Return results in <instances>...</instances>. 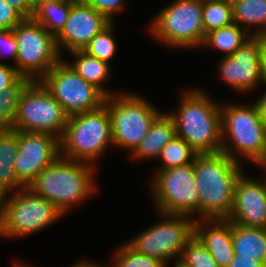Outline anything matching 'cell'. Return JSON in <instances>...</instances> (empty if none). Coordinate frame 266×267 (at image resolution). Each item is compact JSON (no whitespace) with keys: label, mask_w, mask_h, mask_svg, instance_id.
I'll return each instance as SVG.
<instances>
[{"label":"cell","mask_w":266,"mask_h":267,"mask_svg":"<svg viewBox=\"0 0 266 267\" xmlns=\"http://www.w3.org/2000/svg\"><path fill=\"white\" fill-rule=\"evenodd\" d=\"M243 172L240 162L223 152L196 155L194 173L199 193V217L196 220L229 217L236 182Z\"/></svg>","instance_id":"obj_1"},{"label":"cell","mask_w":266,"mask_h":267,"mask_svg":"<svg viewBox=\"0 0 266 267\" xmlns=\"http://www.w3.org/2000/svg\"><path fill=\"white\" fill-rule=\"evenodd\" d=\"M179 97L177 111L168 112L174 122L176 136L198 154L221 152V104L196 88L182 92Z\"/></svg>","instance_id":"obj_2"},{"label":"cell","mask_w":266,"mask_h":267,"mask_svg":"<svg viewBox=\"0 0 266 267\" xmlns=\"http://www.w3.org/2000/svg\"><path fill=\"white\" fill-rule=\"evenodd\" d=\"M95 167L59 156L28 188L66 214L72 206L84 202L97 190Z\"/></svg>","instance_id":"obj_3"},{"label":"cell","mask_w":266,"mask_h":267,"mask_svg":"<svg viewBox=\"0 0 266 267\" xmlns=\"http://www.w3.org/2000/svg\"><path fill=\"white\" fill-rule=\"evenodd\" d=\"M221 114V152L237 162L242 156L258 165L266 152V126L257 104L221 105Z\"/></svg>","instance_id":"obj_4"},{"label":"cell","mask_w":266,"mask_h":267,"mask_svg":"<svg viewBox=\"0 0 266 267\" xmlns=\"http://www.w3.org/2000/svg\"><path fill=\"white\" fill-rule=\"evenodd\" d=\"M109 144L113 146L111 118L103 105L69 117L60 139V156L94 165Z\"/></svg>","instance_id":"obj_5"},{"label":"cell","mask_w":266,"mask_h":267,"mask_svg":"<svg viewBox=\"0 0 266 267\" xmlns=\"http://www.w3.org/2000/svg\"><path fill=\"white\" fill-rule=\"evenodd\" d=\"M8 195L0 198V235L3 237L11 239L33 234L49 227L65 215L29 188Z\"/></svg>","instance_id":"obj_6"},{"label":"cell","mask_w":266,"mask_h":267,"mask_svg":"<svg viewBox=\"0 0 266 267\" xmlns=\"http://www.w3.org/2000/svg\"><path fill=\"white\" fill-rule=\"evenodd\" d=\"M118 93L106 97L104 106L111 118L113 147L129 149L131 154L162 111L139 94Z\"/></svg>","instance_id":"obj_7"},{"label":"cell","mask_w":266,"mask_h":267,"mask_svg":"<svg viewBox=\"0 0 266 267\" xmlns=\"http://www.w3.org/2000/svg\"><path fill=\"white\" fill-rule=\"evenodd\" d=\"M202 11L199 0H176L154 17L149 32L165 46L199 48L205 39Z\"/></svg>","instance_id":"obj_8"},{"label":"cell","mask_w":266,"mask_h":267,"mask_svg":"<svg viewBox=\"0 0 266 267\" xmlns=\"http://www.w3.org/2000/svg\"><path fill=\"white\" fill-rule=\"evenodd\" d=\"M153 174L150 192L157 213L185 215L194 219L199 216L194 161L183 166L156 170Z\"/></svg>","instance_id":"obj_9"},{"label":"cell","mask_w":266,"mask_h":267,"mask_svg":"<svg viewBox=\"0 0 266 267\" xmlns=\"http://www.w3.org/2000/svg\"><path fill=\"white\" fill-rule=\"evenodd\" d=\"M17 41L16 70L32 81H40L61 59L55 36L32 18L14 29Z\"/></svg>","instance_id":"obj_10"},{"label":"cell","mask_w":266,"mask_h":267,"mask_svg":"<svg viewBox=\"0 0 266 267\" xmlns=\"http://www.w3.org/2000/svg\"><path fill=\"white\" fill-rule=\"evenodd\" d=\"M69 116L40 81L23 91L11 129L29 133L63 136Z\"/></svg>","instance_id":"obj_11"},{"label":"cell","mask_w":266,"mask_h":267,"mask_svg":"<svg viewBox=\"0 0 266 267\" xmlns=\"http://www.w3.org/2000/svg\"><path fill=\"white\" fill-rule=\"evenodd\" d=\"M163 221L148 227L127 243L137 252L164 261L177 257L175 265L182 254L183 248L195 236L196 219L185 216L159 212Z\"/></svg>","instance_id":"obj_12"},{"label":"cell","mask_w":266,"mask_h":267,"mask_svg":"<svg viewBox=\"0 0 266 267\" xmlns=\"http://www.w3.org/2000/svg\"><path fill=\"white\" fill-rule=\"evenodd\" d=\"M40 82L69 117L98 110L106 99L98 88L80 77L64 59L52 67Z\"/></svg>","instance_id":"obj_13"},{"label":"cell","mask_w":266,"mask_h":267,"mask_svg":"<svg viewBox=\"0 0 266 267\" xmlns=\"http://www.w3.org/2000/svg\"><path fill=\"white\" fill-rule=\"evenodd\" d=\"M60 156V139L47 133L18 131L14 172L25 187Z\"/></svg>","instance_id":"obj_14"},{"label":"cell","mask_w":266,"mask_h":267,"mask_svg":"<svg viewBox=\"0 0 266 267\" xmlns=\"http://www.w3.org/2000/svg\"><path fill=\"white\" fill-rule=\"evenodd\" d=\"M262 43L252 36L231 56L218 63L222 80L236 91L248 93L263 83Z\"/></svg>","instance_id":"obj_15"},{"label":"cell","mask_w":266,"mask_h":267,"mask_svg":"<svg viewBox=\"0 0 266 267\" xmlns=\"http://www.w3.org/2000/svg\"><path fill=\"white\" fill-rule=\"evenodd\" d=\"M257 180L242 173L236 182L231 223L246 227L266 228V178Z\"/></svg>","instance_id":"obj_16"},{"label":"cell","mask_w":266,"mask_h":267,"mask_svg":"<svg viewBox=\"0 0 266 267\" xmlns=\"http://www.w3.org/2000/svg\"><path fill=\"white\" fill-rule=\"evenodd\" d=\"M110 23L86 2H74L64 27L55 36L60 55L64 48L69 52L82 50Z\"/></svg>","instance_id":"obj_17"},{"label":"cell","mask_w":266,"mask_h":267,"mask_svg":"<svg viewBox=\"0 0 266 267\" xmlns=\"http://www.w3.org/2000/svg\"><path fill=\"white\" fill-rule=\"evenodd\" d=\"M195 236L220 267L229 265L235 255L230 221L226 219L196 220Z\"/></svg>","instance_id":"obj_18"},{"label":"cell","mask_w":266,"mask_h":267,"mask_svg":"<svg viewBox=\"0 0 266 267\" xmlns=\"http://www.w3.org/2000/svg\"><path fill=\"white\" fill-rule=\"evenodd\" d=\"M176 136L175 125L168 113L162 112L137 148L129 155L133 161L158 159L162 148Z\"/></svg>","instance_id":"obj_19"},{"label":"cell","mask_w":266,"mask_h":267,"mask_svg":"<svg viewBox=\"0 0 266 267\" xmlns=\"http://www.w3.org/2000/svg\"><path fill=\"white\" fill-rule=\"evenodd\" d=\"M18 148V131L0 129V198L25 188L14 172V162Z\"/></svg>","instance_id":"obj_20"},{"label":"cell","mask_w":266,"mask_h":267,"mask_svg":"<svg viewBox=\"0 0 266 267\" xmlns=\"http://www.w3.org/2000/svg\"><path fill=\"white\" fill-rule=\"evenodd\" d=\"M232 239L235 255L251 258L266 266V228L232 223Z\"/></svg>","instance_id":"obj_21"},{"label":"cell","mask_w":266,"mask_h":267,"mask_svg":"<svg viewBox=\"0 0 266 267\" xmlns=\"http://www.w3.org/2000/svg\"><path fill=\"white\" fill-rule=\"evenodd\" d=\"M69 53L75 60L71 61L72 63L67 60L65 61L80 77L98 88L106 97L115 94V92H112L103 85L106 80H109V74H111L110 64L88 55L83 50H74Z\"/></svg>","instance_id":"obj_22"},{"label":"cell","mask_w":266,"mask_h":267,"mask_svg":"<svg viewBox=\"0 0 266 267\" xmlns=\"http://www.w3.org/2000/svg\"><path fill=\"white\" fill-rule=\"evenodd\" d=\"M231 5L234 23L251 36H257L266 26V0H233Z\"/></svg>","instance_id":"obj_23"},{"label":"cell","mask_w":266,"mask_h":267,"mask_svg":"<svg viewBox=\"0 0 266 267\" xmlns=\"http://www.w3.org/2000/svg\"><path fill=\"white\" fill-rule=\"evenodd\" d=\"M73 3L71 0L44 2L34 10L31 18L56 36L64 27Z\"/></svg>","instance_id":"obj_24"},{"label":"cell","mask_w":266,"mask_h":267,"mask_svg":"<svg viewBox=\"0 0 266 267\" xmlns=\"http://www.w3.org/2000/svg\"><path fill=\"white\" fill-rule=\"evenodd\" d=\"M252 36L236 23L210 31L206 34L201 47H214L231 56Z\"/></svg>","instance_id":"obj_25"},{"label":"cell","mask_w":266,"mask_h":267,"mask_svg":"<svg viewBox=\"0 0 266 267\" xmlns=\"http://www.w3.org/2000/svg\"><path fill=\"white\" fill-rule=\"evenodd\" d=\"M31 82V79L21 77L13 86L0 92V129H11L21 95Z\"/></svg>","instance_id":"obj_26"},{"label":"cell","mask_w":266,"mask_h":267,"mask_svg":"<svg viewBox=\"0 0 266 267\" xmlns=\"http://www.w3.org/2000/svg\"><path fill=\"white\" fill-rule=\"evenodd\" d=\"M198 153L183 139L174 136L161 150L158 158L161 165L156 170H166L192 163Z\"/></svg>","instance_id":"obj_27"},{"label":"cell","mask_w":266,"mask_h":267,"mask_svg":"<svg viewBox=\"0 0 266 267\" xmlns=\"http://www.w3.org/2000/svg\"><path fill=\"white\" fill-rule=\"evenodd\" d=\"M114 26V22L110 23L96 34L82 50L88 55L110 64L109 62L117 52V43L113 35Z\"/></svg>","instance_id":"obj_28"},{"label":"cell","mask_w":266,"mask_h":267,"mask_svg":"<svg viewBox=\"0 0 266 267\" xmlns=\"http://www.w3.org/2000/svg\"><path fill=\"white\" fill-rule=\"evenodd\" d=\"M202 20L205 36L210 31L233 24L231 3L203 2Z\"/></svg>","instance_id":"obj_29"},{"label":"cell","mask_w":266,"mask_h":267,"mask_svg":"<svg viewBox=\"0 0 266 267\" xmlns=\"http://www.w3.org/2000/svg\"><path fill=\"white\" fill-rule=\"evenodd\" d=\"M176 267H220L201 241L194 236L183 248Z\"/></svg>","instance_id":"obj_30"},{"label":"cell","mask_w":266,"mask_h":267,"mask_svg":"<svg viewBox=\"0 0 266 267\" xmlns=\"http://www.w3.org/2000/svg\"><path fill=\"white\" fill-rule=\"evenodd\" d=\"M114 264L109 267H167L168 265L157 258L144 255L133 249L127 242L114 252Z\"/></svg>","instance_id":"obj_31"},{"label":"cell","mask_w":266,"mask_h":267,"mask_svg":"<svg viewBox=\"0 0 266 267\" xmlns=\"http://www.w3.org/2000/svg\"><path fill=\"white\" fill-rule=\"evenodd\" d=\"M125 0H86L85 2L101 13L109 22L113 23V16L124 10Z\"/></svg>","instance_id":"obj_32"},{"label":"cell","mask_w":266,"mask_h":267,"mask_svg":"<svg viewBox=\"0 0 266 267\" xmlns=\"http://www.w3.org/2000/svg\"><path fill=\"white\" fill-rule=\"evenodd\" d=\"M25 17L5 0H0V29H14Z\"/></svg>","instance_id":"obj_33"},{"label":"cell","mask_w":266,"mask_h":267,"mask_svg":"<svg viewBox=\"0 0 266 267\" xmlns=\"http://www.w3.org/2000/svg\"><path fill=\"white\" fill-rule=\"evenodd\" d=\"M17 41L12 29H0V57H11L16 68Z\"/></svg>","instance_id":"obj_34"},{"label":"cell","mask_w":266,"mask_h":267,"mask_svg":"<svg viewBox=\"0 0 266 267\" xmlns=\"http://www.w3.org/2000/svg\"><path fill=\"white\" fill-rule=\"evenodd\" d=\"M12 65L0 62V92L13 86L22 77Z\"/></svg>","instance_id":"obj_35"},{"label":"cell","mask_w":266,"mask_h":267,"mask_svg":"<svg viewBox=\"0 0 266 267\" xmlns=\"http://www.w3.org/2000/svg\"><path fill=\"white\" fill-rule=\"evenodd\" d=\"M227 267H266L263 263L257 262L251 258L234 255L232 261Z\"/></svg>","instance_id":"obj_36"},{"label":"cell","mask_w":266,"mask_h":267,"mask_svg":"<svg viewBox=\"0 0 266 267\" xmlns=\"http://www.w3.org/2000/svg\"><path fill=\"white\" fill-rule=\"evenodd\" d=\"M15 9H17L25 18H31L33 15V10L29 0H5Z\"/></svg>","instance_id":"obj_37"},{"label":"cell","mask_w":266,"mask_h":267,"mask_svg":"<svg viewBox=\"0 0 266 267\" xmlns=\"http://www.w3.org/2000/svg\"><path fill=\"white\" fill-rule=\"evenodd\" d=\"M259 108L260 116L266 126V92L255 102Z\"/></svg>","instance_id":"obj_38"},{"label":"cell","mask_w":266,"mask_h":267,"mask_svg":"<svg viewBox=\"0 0 266 267\" xmlns=\"http://www.w3.org/2000/svg\"><path fill=\"white\" fill-rule=\"evenodd\" d=\"M103 265H101V264H97L96 262L94 263L93 261H88V260H79L78 262L76 261L75 263H74V265L73 266H71V267H102ZM103 267H105V266H103Z\"/></svg>","instance_id":"obj_39"},{"label":"cell","mask_w":266,"mask_h":267,"mask_svg":"<svg viewBox=\"0 0 266 267\" xmlns=\"http://www.w3.org/2000/svg\"><path fill=\"white\" fill-rule=\"evenodd\" d=\"M262 68H263V83L266 85V43H262Z\"/></svg>","instance_id":"obj_40"},{"label":"cell","mask_w":266,"mask_h":267,"mask_svg":"<svg viewBox=\"0 0 266 267\" xmlns=\"http://www.w3.org/2000/svg\"><path fill=\"white\" fill-rule=\"evenodd\" d=\"M51 0H29L31 9L34 11L39 5H41L44 2H49Z\"/></svg>","instance_id":"obj_41"},{"label":"cell","mask_w":266,"mask_h":267,"mask_svg":"<svg viewBox=\"0 0 266 267\" xmlns=\"http://www.w3.org/2000/svg\"><path fill=\"white\" fill-rule=\"evenodd\" d=\"M256 37L261 41V43H266V26Z\"/></svg>","instance_id":"obj_42"},{"label":"cell","mask_w":266,"mask_h":267,"mask_svg":"<svg viewBox=\"0 0 266 267\" xmlns=\"http://www.w3.org/2000/svg\"><path fill=\"white\" fill-rule=\"evenodd\" d=\"M200 2H224V3H233V0H199Z\"/></svg>","instance_id":"obj_43"},{"label":"cell","mask_w":266,"mask_h":267,"mask_svg":"<svg viewBox=\"0 0 266 267\" xmlns=\"http://www.w3.org/2000/svg\"><path fill=\"white\" fill-rule=\"evenodd\" d=\"M258 167H263L265 169V172H266V152H265V155L262 158V160L258 163Z\"/></svg>","instance_id":"obj_44"},{"label":"cell","mask_w":266,"mask_h":267,"mask_svg":"<svg viewBox=\"0 0 266 267\" xmlns=\"http://www.w3.org/2000/svg\"><path fill=\"white\" fill-rule=\"evenodd\" d=\"M14 264H13V267H34V266H31V265H27V264H23V263H21V262H17V261H15V262H13Z\"/></svg>","instance_id":"obj_45"},{"label":"cell","mask_w":266,"mask_h":267,"mask_svg":"<svg viewBox=\"0 0 266 267\" xmlns=\"http://www.w3.org/2000/svg\"><path fill=\"white\" fill-rule=\"evenodd\" d=\"M71 1H74V2H85L86 0H71Z\"/></svg>","instance_id":"obj_46"}]
</instances>
